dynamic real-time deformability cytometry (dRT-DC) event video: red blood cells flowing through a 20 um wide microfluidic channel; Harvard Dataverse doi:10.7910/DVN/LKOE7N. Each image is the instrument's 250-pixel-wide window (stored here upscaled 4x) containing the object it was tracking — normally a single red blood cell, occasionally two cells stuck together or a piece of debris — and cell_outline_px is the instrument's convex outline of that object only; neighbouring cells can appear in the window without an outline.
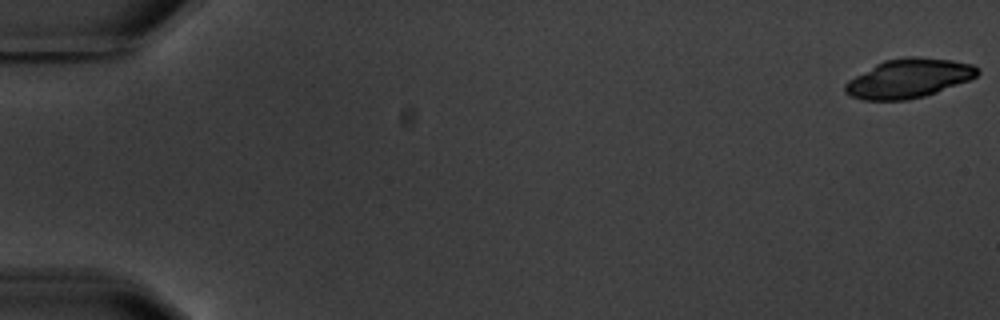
{"species": "common noctule bat (a hibernating species)", "species_latin": "Nyctalus noctula", "temperature_condition": "warm", "stored_images_in_passage": 8, "camera_frame_rate_fps": 3000, "um_per_image_px": 0.085, "animal": {"sex": "male", "body_mass_g": 20.1, "forearm_length_mm": 53.5}, "frame": {"image": 1, "passage_image": 1, "time_ms": 0.0, "image_size_px": [1000, 320], "cell_outline_px": [[980, 72], [976, 76], [968, 80], [936, 92], [924, 96], [908, 100], [864, 100], [852, 96], [844, 92], [844, 84], [848, 80], [876, 64], [884, 60], [908, 56], [916, 56], [952, 60], [972, 64], [980, 68]], "centroid_in_image_um": [77.23, 6.65], "position_along_channel_um": 7.8, "area_um2": 30.06}}